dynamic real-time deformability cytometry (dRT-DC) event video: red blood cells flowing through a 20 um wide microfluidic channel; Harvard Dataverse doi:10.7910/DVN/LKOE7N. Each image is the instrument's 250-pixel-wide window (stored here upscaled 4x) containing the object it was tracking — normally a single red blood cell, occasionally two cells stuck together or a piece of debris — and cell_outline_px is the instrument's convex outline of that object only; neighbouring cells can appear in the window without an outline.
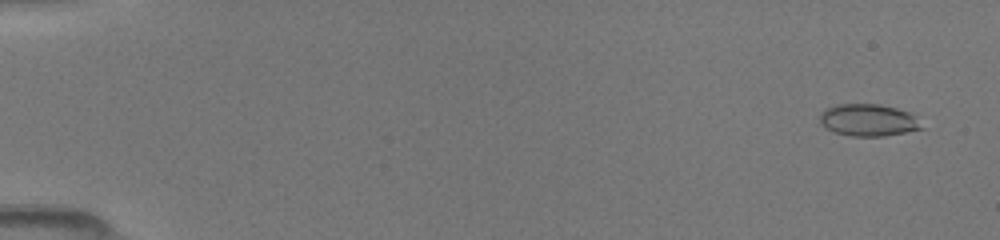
{"species": "common noctule bat (a hibernating species)", "species_latin": "Nyctalus noctula", "temperature_condition": "room temperature", "stored_images_in_passage": 30, "camera_frame_rate_fps": 3000, "um_per_image_px": 0.085, "animal": {"sex": "female", "body_mass_g": 19.5, "forearm_length_mm": 54.1}, "frame": {"image": 1, "passage_image": 3, "time_ms": 0.667, "image_size_px": [1000, 240], "cell_outline_px": [[924, 128], [884, 136], [852, 136], [836, 132], [820, 124], [820, 112], [824, 108], [836, 104], [880, 104], [896, 108], [908, 112]], "centroid_in_image_um": [73.74, 10.19], "position_along_channel_um": 11.3, "area_um2": 18.79}}
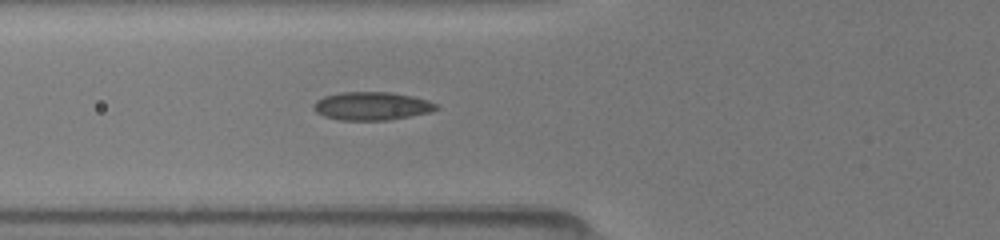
{"frame": {"image": 2, "passage_image": 19, "time_ms": 6.333, "image_size_px": [1000, 240], "cell_outline_px": [[440, 108], [432, 112], [388, 120], [336, 120], [324, 116], [316, 112], [312, 108], [312, 104], [316, 100], [324, 96], [340, 92], [392, 92], [412, 96], [428, 100], [440, 104]], "centroid_in_image_um": [31.61, 9.01], "position_along_channel_um": 94.2, "area_um2": 20.52}}
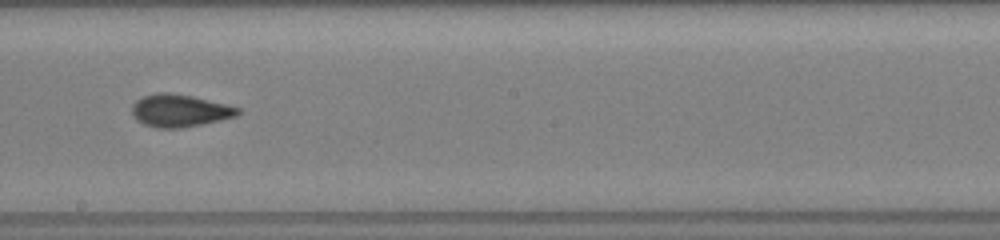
{"frame": {"image": 3, "passage_image": 29, "time_ms": 9.667, "image_size_px": [1000, 240], "cell_outline_px": [[240, 112], [236, 116], [220, 120], [180, 128], [156, 128], [144, 124], [136, 120], [132, 116], [132, 104], [136, 100], [144, 96], [156, 92], [168, 92], [192, 96], [240, 108]], "centroid_in_image_um": [15.22, 9.4], "position_along_channel_um": 233.0, "area_um2": 19.94}}